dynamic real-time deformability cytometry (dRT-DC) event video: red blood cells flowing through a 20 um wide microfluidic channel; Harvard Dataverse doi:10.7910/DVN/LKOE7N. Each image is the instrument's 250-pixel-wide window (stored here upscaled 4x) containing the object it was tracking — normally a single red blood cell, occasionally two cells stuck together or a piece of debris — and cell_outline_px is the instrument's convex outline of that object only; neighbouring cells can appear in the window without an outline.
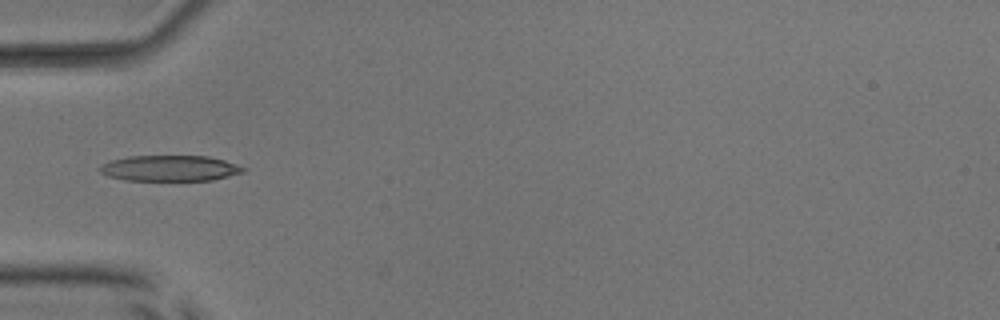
{"species": "common noctule bat (a hibernating species)", "species_latin": "Nyctalus noctula", "temperature_condition": "room temperature", "stored_images_in_passage": 35, "camera_frame_rate_fps": 3000, "um_per_image_px": 0.085, "animal": {"sex": "male", "body_mass_g": 17.9, "forearm_length_mm": 54.2}, "frame": {"image": 1, "passage_image": 1, "time_ms": 0.0, "image_size_px": [1000, 320], "cell_outline_px": [[248, 168], [244, 172], [212, 180], [124, 180], [108, 176], [100, 172], [96, 168], [100, 164], [108, 160], [128, 156], [208, 156], [224, 160]], "centroid_in_image_um": [14.39, 14.29], "position_along_channel_um": 70.6, "area_um2": 21.73}}
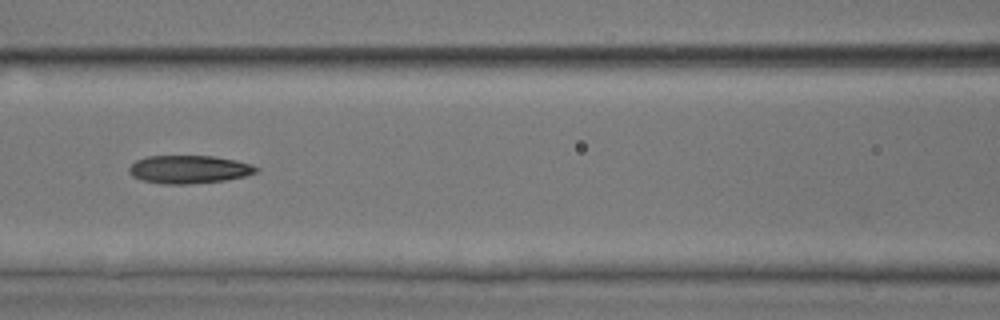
{"frame": {"image": 2, "passage_image": 7, "time_ms": 2.0, "image_size_px": [1000, 320], "cell_outline_px": [[260, 172], [244, 176], [224, 180], [188, 184], [160, 184], [140, 180], [132, 176], [128, 172], [128, 168], [136, 160], [148, 156], [212, 156], [236, 160], [252, 164], [260, 168]], "centroid_in_image_um": [16.06, 14.4], "position_along_channel_um": 150.5, "area_um2": 20.98}}
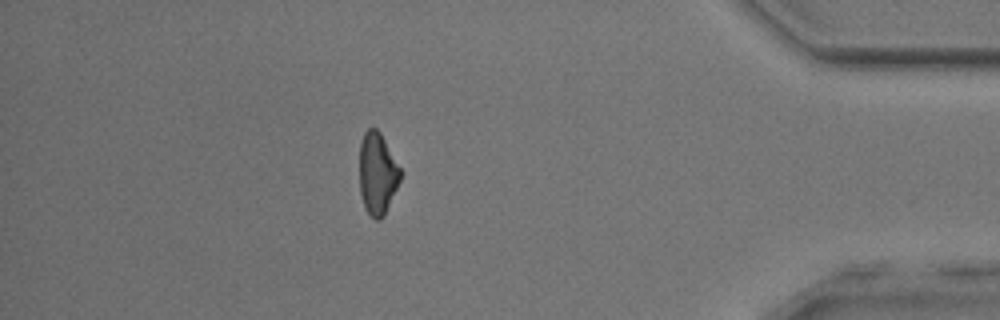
{"frame": {"image": 3, "passage_image": 29, "time_ms": 9.333, "image_size_px": [1000, 320], "cell_outline_px": [[404, 172], [384, 216], [380, 220], [376, 220], [364, 208], [360, 192], [360, 144], [364, 132], [368, 128], [376, 128], [380, 132]], "centroid_in_image_um": [32.1, 14.74], "position_along_channel_um": 403.1, "area_um2": 19.77}, "authors_computed_cell_mechanics": {"area_um2": 20.4612, "velocity_mm_per_s": 3.9962, "shape_relaxation_time_tau1_ms": 6.3887, "shape_relaxation_time_tau2_ms": 4.4973, "deformation_change_tau1": 0.202, "deformation_change_tau2": 0.146}}